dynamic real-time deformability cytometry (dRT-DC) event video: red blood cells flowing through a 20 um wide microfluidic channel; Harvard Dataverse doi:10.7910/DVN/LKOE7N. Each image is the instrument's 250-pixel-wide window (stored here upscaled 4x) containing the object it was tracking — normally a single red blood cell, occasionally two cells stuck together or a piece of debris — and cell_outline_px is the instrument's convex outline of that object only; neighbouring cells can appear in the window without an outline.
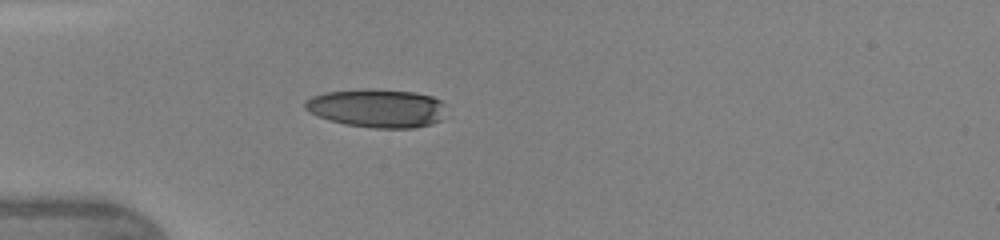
{"species": "human", "species_latin": "Homo sapiens", "temperature_condition": "warm", "stored_images_in_passage": 35, "camera_frame_rate_fps": 3000, "um_per_image_px": 0.085, "donor": {"sex": "female"}, "frame": {"image": 1, "passage_image": 6, "time_ms": 1.667, "image_size_px": [1000, 240], "cell_outline_px": [[444, 104], [440, 120], [432, 124], [412, 128], [372, 128], [344, 124], [320, 116], [304, 108], [304, 100], [312, 96], [324, 92], [364, 88], [368, 88], [416, 92], [432, 96], [440, 100]], "centroid_in_image_um": [32.03, 9.18], "position_along_channel_um": 53.0, "area_um2": 31.67}, "authors_computed_cell_mechanics": {"area_um2": 34.2176, "velocity_mm_per_s": 4.4149, "shape_relaxation_time_tau1_ms": 4.3017, "shape_relaxation_time_tau2_ms": 0.6491, "deformation_change_tau1": 0.2178, "deformation_change_tau2": 0.0803}}